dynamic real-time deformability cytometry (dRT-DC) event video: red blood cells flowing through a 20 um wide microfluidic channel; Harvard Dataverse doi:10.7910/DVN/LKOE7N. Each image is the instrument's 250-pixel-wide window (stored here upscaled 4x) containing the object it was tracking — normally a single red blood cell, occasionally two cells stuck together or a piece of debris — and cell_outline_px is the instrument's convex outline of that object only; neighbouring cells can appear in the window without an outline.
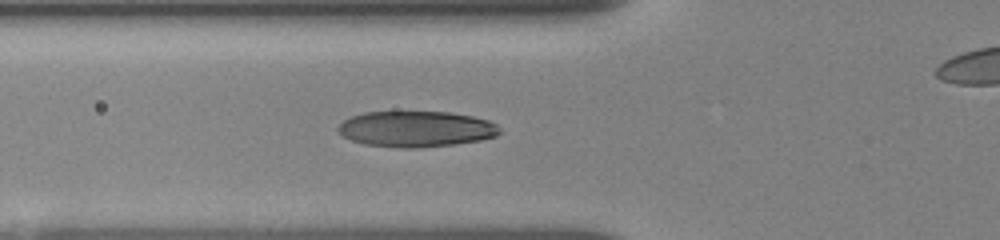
{"species": "human", "species_latin": "Homo sapiens", "temperature_condition": "room temperature", "stored_images_in_passage": 30, "camera_frame_rate_fps": 3000, "um_per_image_px": 0.085, "donor": {"sex": "female"}, "frame": {"image": 1, "passage_image": 10, "time_ms": 5.667, "image_size_px": [1000, 240], "cell_outline_px": [[500, 132], [496, 136], [480, 140], [456, 144], [420, 148], [400, 148], [364, 144], [352, 140], [344, 136], [336, 128], [348, 116], [364, 112], [448, 112], [472, 116], [488, 120], [496, 124], [500, 128]], "centroid_in_image_um": [35.36, 10.96], "position_along_channel_um": 90.4, "area_um2": 33.87}}
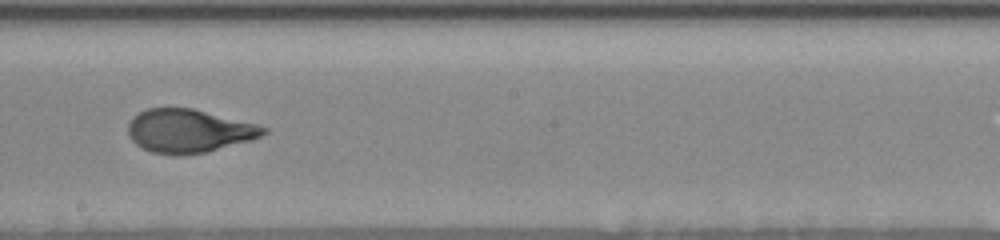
{"frame": {"image": 2, "passage_image": 17, "time_ms": 9.333, "image_size_px": [1000, 240], "cell_outline_px": [[268, 132], [252, 140], [204, 152], [176, 156], [152, 152], [136, 144], [128, 136], [128, 124], [132, 116], [148, 108], [192, 108], [260, 124], [268, 128]], "centroid_in_image_um": [16.06, 11.12], "position_along_channel_um": 232.1, "area_um2": 34.39}}
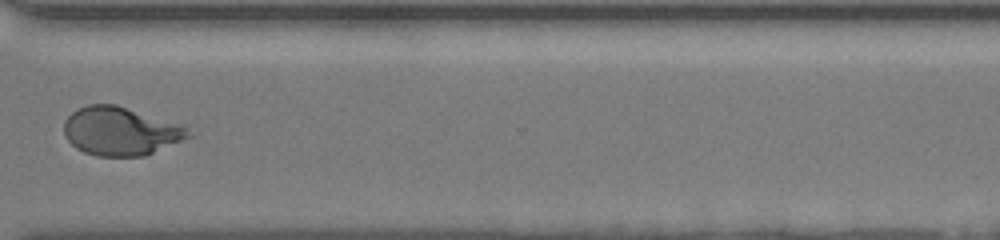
{"frame": {"image": 3, "passage_image": 24, "time_ms": 12.667, "image_size_px": [1000, 240], "cell_outline_px": [[192, 136], [144, 156], [96, 156], [84, 152], [76, 148], [64, 136], [64, 120], [76, 108], [88, 104], [116, 104], [184, 124], [188, 128]], "centroid_in_image_um": [10.25, 11.13], "position_along_channel_um": 360.3, "area_um2": 35.49}}